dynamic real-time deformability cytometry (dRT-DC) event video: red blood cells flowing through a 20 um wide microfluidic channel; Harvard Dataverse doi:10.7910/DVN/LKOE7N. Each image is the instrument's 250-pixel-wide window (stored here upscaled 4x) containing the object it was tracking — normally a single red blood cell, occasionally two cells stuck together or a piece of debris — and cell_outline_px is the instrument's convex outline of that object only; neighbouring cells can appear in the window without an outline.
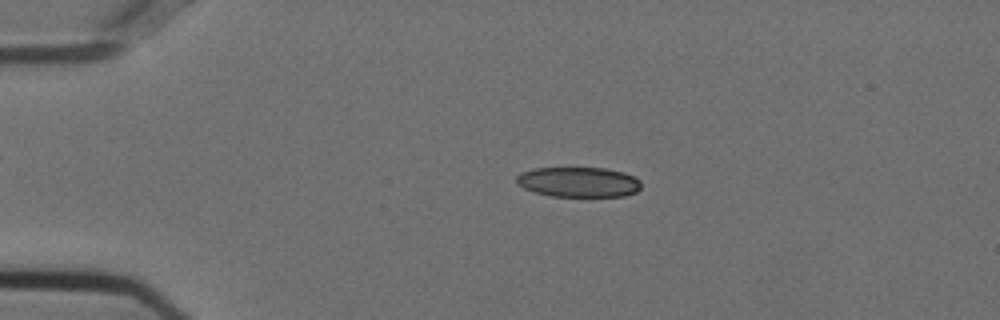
{"species": "Egyptian fruit bat (a non-hibernating species)", "species_latin": "Rousettus aegyptiacus", "temperature_condition": "cold", "stored_images_in_passage": 48, "camera_frame_rate_fps": 3000, "um_per_image_px": 0.085, "animal": {"sex": "female"}, "frame": {"image": 1, "passage_image": 11, "time_ms": 3.333, "image_size_px": [1000, 320], "cell_outline_px": [[640, 188], [636, 192], [624, 196], [552, 196], [536, 192], [524, 188], [516, 184], [516, 176], [520, 172], [532, 168], [604, 168], [624, 172], [640, 180]], "centroid_in_image_um": [49.15, 15.47], "position_along_channel_um": 35.9, "area_um2": 21.85}}
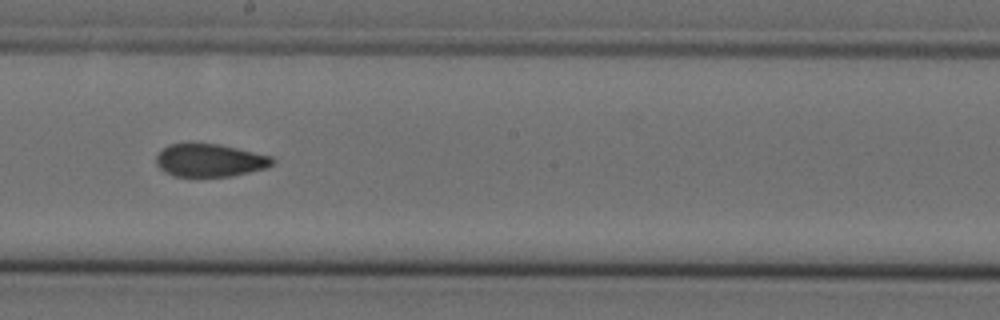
{"frame": {"image": 2, "passage_image": 30, "time_ms": 9.667, "image_size_px": [1000, 320], "cell_outline_px": [[276, 160], [268, 168], [232, 176], [172, 176], [164, 172], [156, 164], [156, 156], [168, 144], [192, 140], [220, 144], [272, 156]], "centroid_in_image_um": [17.82, 13.59], "position_along_channel_um": 230.4, "area_um2": 23.0}}
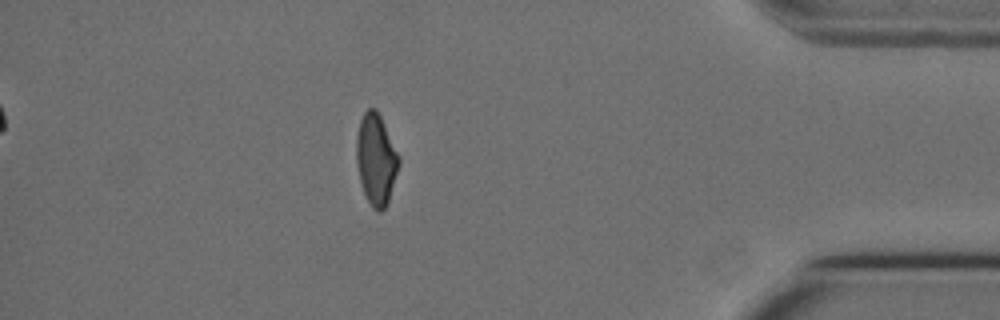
{"frame": {"image": 3, "passage_image": 47, "time_ms": 15.333, "image_size_px": [1000, 320], "cell_outline_px": [[400, 164], [388, 204], [380, 212], [376, 212], [372, 208], [360, 184], [356, 164], [356, 140], [360, 120], [364, 112], [368, 108], [376, 108], [400, 156]], "centroid_in_image_um": [31.97, 13.58], "position_along_channel_um": 403.2, "area_um2": 22.77}}